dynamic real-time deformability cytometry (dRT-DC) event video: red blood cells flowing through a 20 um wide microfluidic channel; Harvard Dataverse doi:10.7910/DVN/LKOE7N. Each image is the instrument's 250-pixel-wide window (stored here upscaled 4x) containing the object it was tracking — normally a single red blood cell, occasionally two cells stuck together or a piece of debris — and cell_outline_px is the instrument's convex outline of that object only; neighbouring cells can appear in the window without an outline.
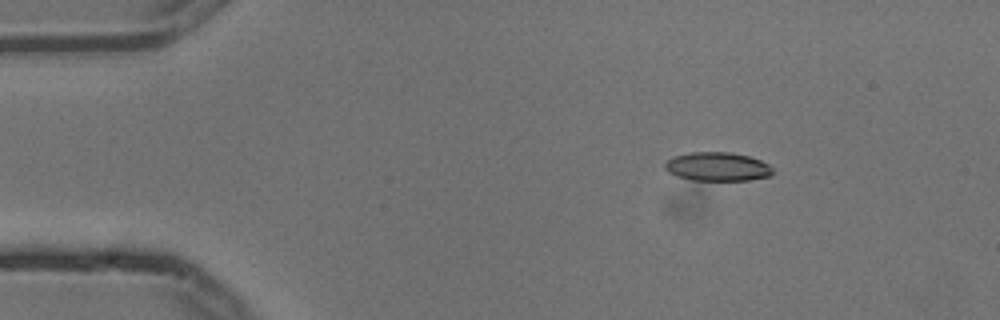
{"species": "common noctule bat (a hibernating species)", "species_latin": "Nyctalus noctula", "temperature_condition": "cold", "stored_images_in_passage": 4, "camera_frame_rate_fps": 3000, "um_per_image_px": 0.085, "animal": {"sex": "male", "body_mass_g": 13.3}, "frame": {"image": 1, "passage_image": 1, "time_ms": 0.0, "image_size_px": [1000, 320], "cell_outline_px": [[772, 176], [748, 180], [692, 180], [676, 176], [668, 172], [664, 168], [664, 164], [672, 156], [688, 152], [728, 152], [748, 156], [760, 160], [768, 164], [772, 168]], "centroid_in_image_um": [60.95, 14.16], "position_along_channel_um": 24.1, "area_um2": 18.15}}
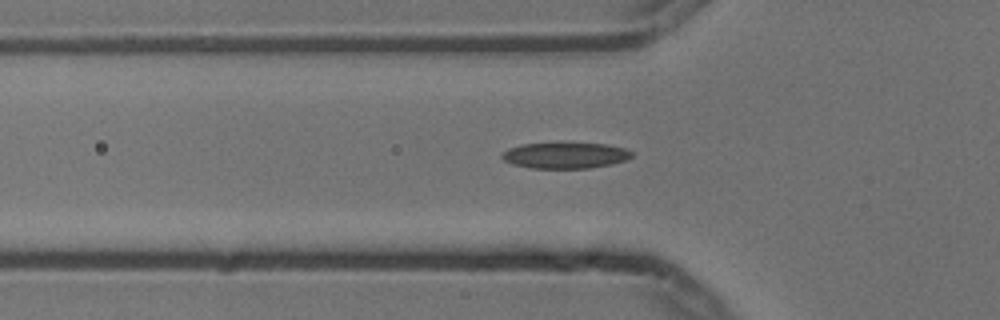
{"frame": {"image": 2, "passage_image": 4, "time_ms": 1.0, "image_size_px": [1000, 320], "cell_outline_px": [[632, 156], [624, 160], [612, 164], [588, 168], [532, 168], [512, 164], [504, 160], [500, 156], [508, 148], [520, 144], [608, 144], [624, 148], [632, 152]], "centroid_in_image_um": [48.02, 13.22], "position_along_channel_um": 77.8, "area_um2": 19.31}}